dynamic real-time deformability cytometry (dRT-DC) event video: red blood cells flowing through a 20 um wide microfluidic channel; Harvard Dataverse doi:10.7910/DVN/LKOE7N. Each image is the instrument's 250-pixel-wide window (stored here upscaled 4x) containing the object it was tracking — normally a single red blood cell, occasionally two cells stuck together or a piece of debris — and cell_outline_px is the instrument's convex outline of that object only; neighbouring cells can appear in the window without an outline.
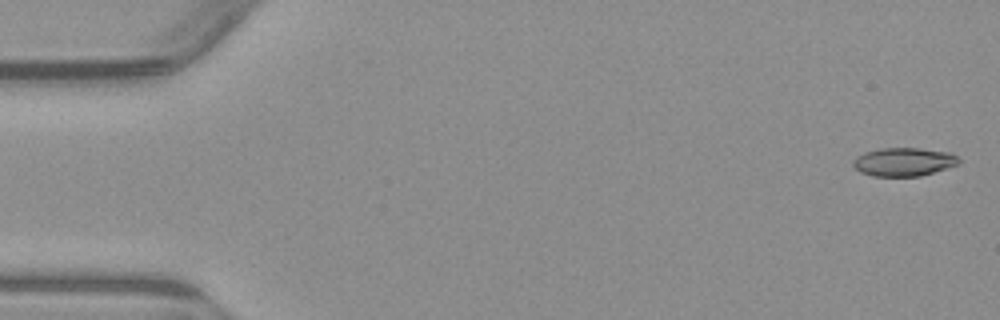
{"species": "common noctule bat (a hibernating species)", "species_latin": "Nyctalus noctula", "temperature_condition": "warm", "stored_images_in_passage": 5, "camera_frame_rate_fps": 3000, "um_per_image_px": 0.085, "animal": {"sex": "male", "body_mass_g": 23.1, "forearm_length_mm": 52.7}, "frame": {"image": 1, "passage_image": 1, "time_ms": 0.0, "image_size_px": [1000, 320], "cell_outline_px": [[960, 164], [948, 168], [920, 176], [872, 176], [860, 172], [852, 164], [852, 160], [856, 156], [864, 152], [880, 148], [920, 148], [952, 152], [960, 160]], "centroid_in_image_um": [76.83, 13.75], "position_along_channel_um": 8.2, "area_um2": 17.74}}
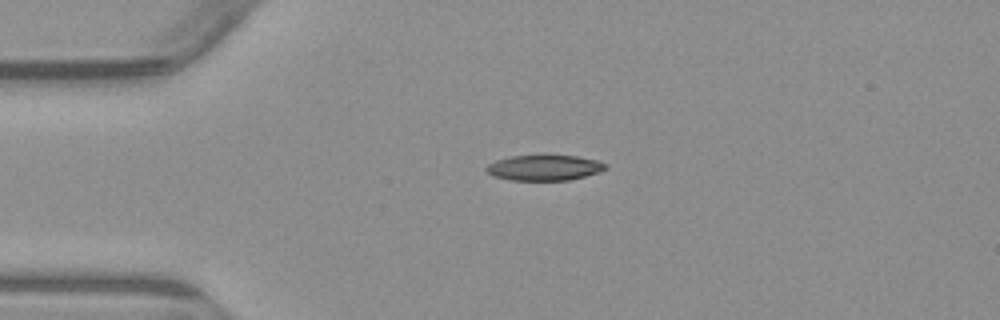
{"frame": {"image": 2, "passage_image": 4, "time_ms": 3.667, "image_size_px": [1000, 320], "cell_outline_px": [[608, 168], [600, 172], [568, 180], [508, 180], [492, 176], [484, 168], [488, 164], [496, 160], [512, 156], [576, 156], [600, 160], [608, 164]], "centroid_in_image_um": [46.29, 14.26], "position_along_channel_um": 38.7, "area_um2": 17.74}}